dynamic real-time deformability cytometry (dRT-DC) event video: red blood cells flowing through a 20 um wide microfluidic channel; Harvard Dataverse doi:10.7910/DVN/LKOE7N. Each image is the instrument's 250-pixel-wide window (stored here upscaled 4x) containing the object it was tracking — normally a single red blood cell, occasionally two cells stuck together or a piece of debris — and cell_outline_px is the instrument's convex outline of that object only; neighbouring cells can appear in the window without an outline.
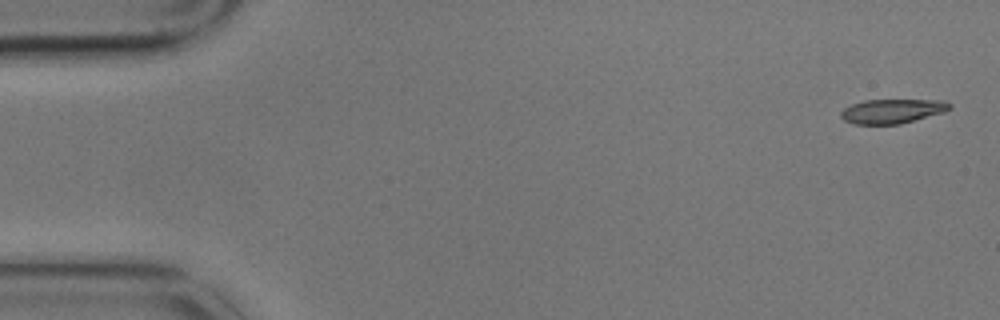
{"species": "common noctule bat (a hibernating species)", "species_latin": "Nyctalus noctula", "temperature_condition": "cold", "stored_images_in_passage": 4, "camera_frame_rate_fps": 3000, "um_per_image_px": 0.085, "animal": {"sex": "male", "body_mass_g": 17.9}, "frame": {"image": 1, "passage_image": 1, "time_ms": 0.0, "image_size_px": [1000, 320], "cell_outline_px": [[952, 108], [944, 112], [900, 124], [852, 124], [844, 120], [840, 116], [840, 112], [844, 108], [852, 104], [864, 100], [944, 100], [952, 104]], "centroid_in_image_um": [75.84, 9.44], "position_along_channel_um": 9.2, "area_um2": 15.49}}
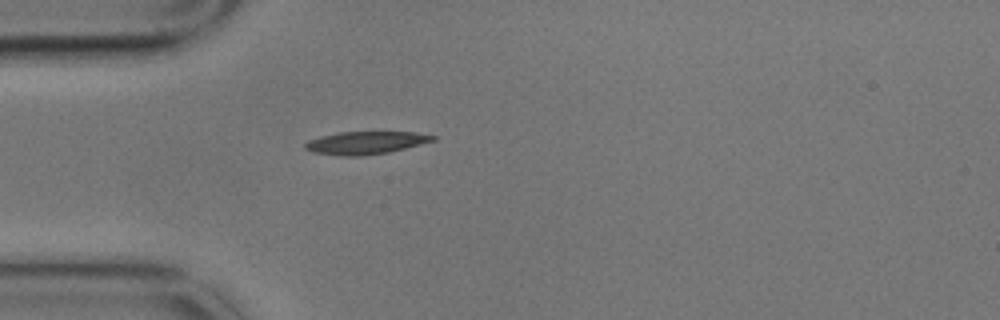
{"frame": {"image": 2, "passage_image": 4, "time_ms": 1.0, "image_size_px": [1000, 320], "cell_outline_px": [[436, 140], [388, 152], [360, 156], [340, 156], [312, 152], [304, 148], [304, 144], [308, 140], [320, 136], [340, 132], [416, 132], [436, 136]], "centroid_in_image_um": [31.04, 12.13], "position_along_channel_um": 54.0, "area_um2": 16.88}}